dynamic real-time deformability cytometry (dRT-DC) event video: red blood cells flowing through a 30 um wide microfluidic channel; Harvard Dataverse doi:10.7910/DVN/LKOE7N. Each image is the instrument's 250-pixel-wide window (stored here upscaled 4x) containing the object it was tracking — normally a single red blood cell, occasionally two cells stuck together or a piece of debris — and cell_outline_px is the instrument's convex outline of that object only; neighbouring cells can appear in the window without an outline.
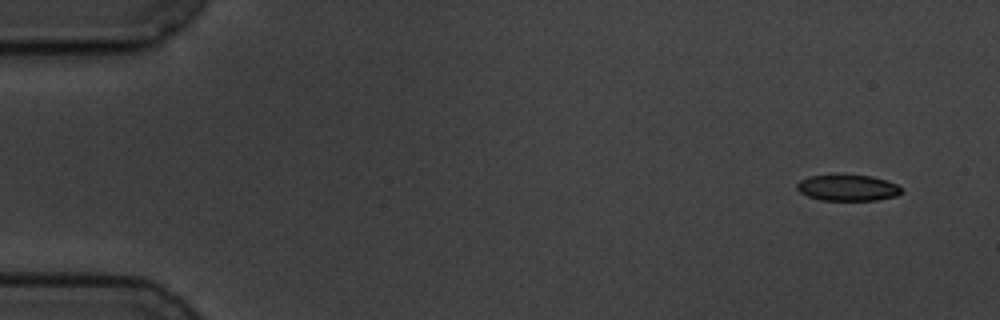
{"species": "common noctule bat (a hibernating species)", "species_latin": "Nyctalus noctula", "temperature_condition": "cold", "stored_images_in_passage": 5, "camera_frame_rate_fps": 3000, "um_per_image_px": 0.085, "animal": {"sex": "male", "body_mass_g": 19.5, "forearm_length_mm": 54.6}, "frame": {"image": 1, "passage_image": 1, "time_ms": 0.0, "image_size_px": [1000, 320], "cell_outline_px": [[904, 192], [896, 196], [876, 200], [820, 200], [808, 196], [800, 192], [796, 188], [796, 184], [800, 180], [808, 176], [872, 176], [896, 184]], "centroid_in_image_um": [72.04, 15.98], "position_along_channel_um": 13.0, "area_um2": 15.61}}
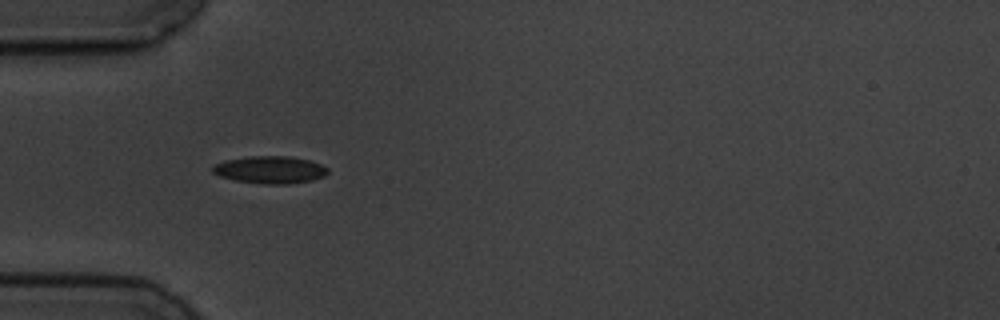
{"frame": {"image": 2, "passage_image": 5, "time_ms": 4.667, "image_size_px": [1000, 320], "cell_outline_px": [[328, 172], [324, 176], [312, 180], [288, 184], [264, 184], [236, 180], [220, 176], [212, 172], [212, 168], [216, 164], [224, 160], [248, 156], [288, 156], [308, 160], [320, 164], [328, 168]], "centroid_in_image_um": [22.95, 14.43], "position_along_channel_um": 62.0, "area_um2": 18.26}}